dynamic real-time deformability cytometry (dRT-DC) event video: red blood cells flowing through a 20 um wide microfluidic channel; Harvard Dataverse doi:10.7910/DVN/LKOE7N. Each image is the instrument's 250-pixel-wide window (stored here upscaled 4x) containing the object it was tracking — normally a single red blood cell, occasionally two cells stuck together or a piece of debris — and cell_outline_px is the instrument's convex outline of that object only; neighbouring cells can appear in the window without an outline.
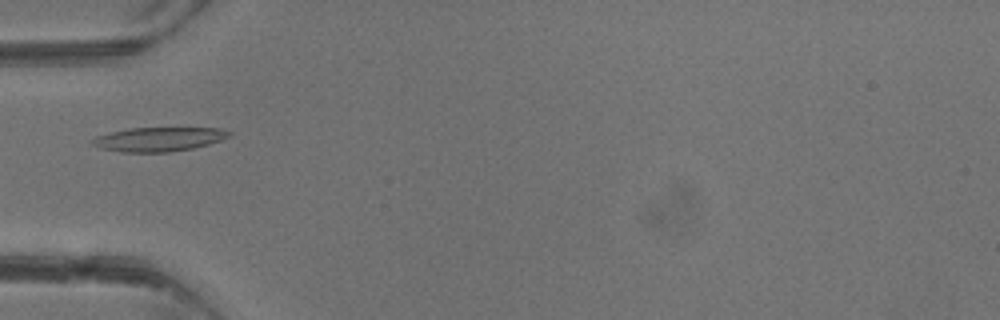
{"species": "common noctule bat (a hibernating species)", "species_latin": "Nyctalus noctula", "temperature_condition": "warm", "stored_images_in_passage": 4, "camera_frame_rate_fps": 3000, "um_per_image_px": 0.085, "animal": {"sex": "male", "body_mass_g": 13.3}, "frame": {"image": 1, "passage_image": 4, "time_ms": 3.667, "image_size_px": [1000, 320], "cell_outline_px": [[232, 136], [208, 144], [192, 148], [168, 152], [120, 152], [100, 148], [92, 144], [88, 140], [96, 136], [112, 132], [132, 128], [220, 128], [232, 132]], "centroid_in_image_um": [13.48, 11.83], "position_along_channel_um": 71.5, "area_um2": 19.19}}